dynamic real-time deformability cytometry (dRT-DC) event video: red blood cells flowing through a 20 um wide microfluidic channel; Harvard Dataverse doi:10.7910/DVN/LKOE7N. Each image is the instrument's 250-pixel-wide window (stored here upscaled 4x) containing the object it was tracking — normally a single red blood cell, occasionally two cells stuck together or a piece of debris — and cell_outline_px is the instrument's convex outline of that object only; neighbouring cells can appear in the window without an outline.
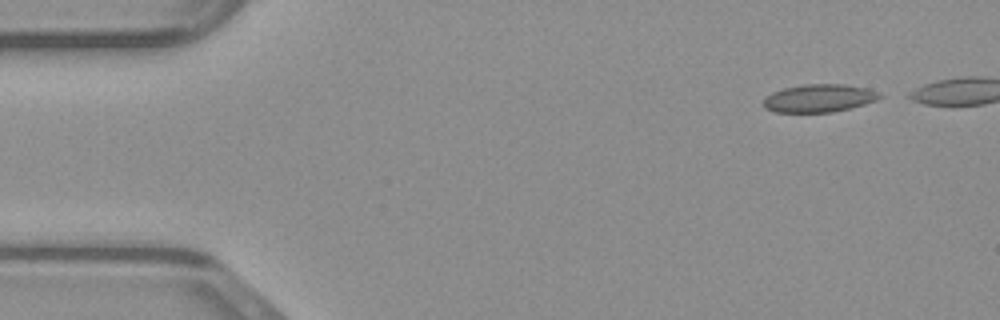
{"species": "common noctule bat (a hibernating species)", "species_latin": "Nyctalus noctula", "temperature_condition": "warm", "stored_images_in_passage": 36, "camera_frame_rate_fps": 3000, "um_per_image_px": 0.085, "animal": {"sex": "male", "body_mass_g": 23.1, "forearm_length_mm": 52.7}, "frame": {"image": 1, "passage_image": 1, "time_ms": 0.0, "image_size_px": [1000, 320], "cell_outline_px": [[884, 96], [876, 100], [864, 104], [832, 112], [776, 112], [764, 108], [760, 104], [764, 96], [772, 92], [784, 88], [804, 84], [844, 84], [864, 88], [880, 92]], "centroid_in_image_um": [69.56, 8.34], "position_along_channel_um": 15.4, "area_um2": 19.02}}
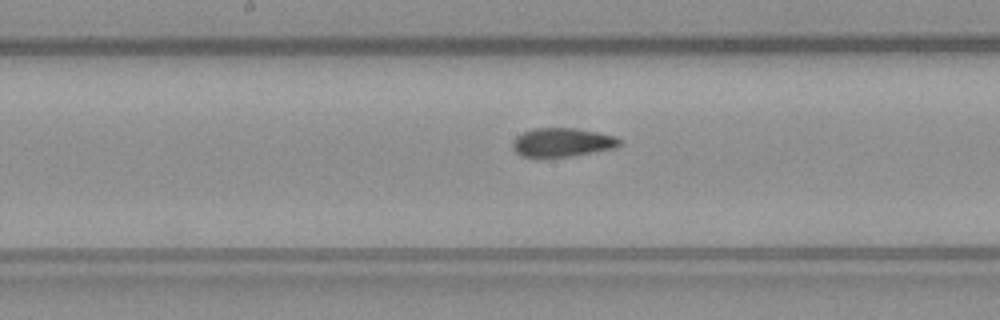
{"frame": {"image": 2, "passage_image": 21, "time_ms": 6.667, "image_size_px": [1000, 320], "cell_outline_px": [[620, 144], [616, 148], [572, 156], [520, 156], [512, 148], [512, 140], [516, 136], [532, 128], [572, 128], [600, 132], [616, 136], [620, 140]], "centroid_in_image_um": [47.79, 12.09], "position_along_channel_um": 200.4, "area_um2": 17.92}}
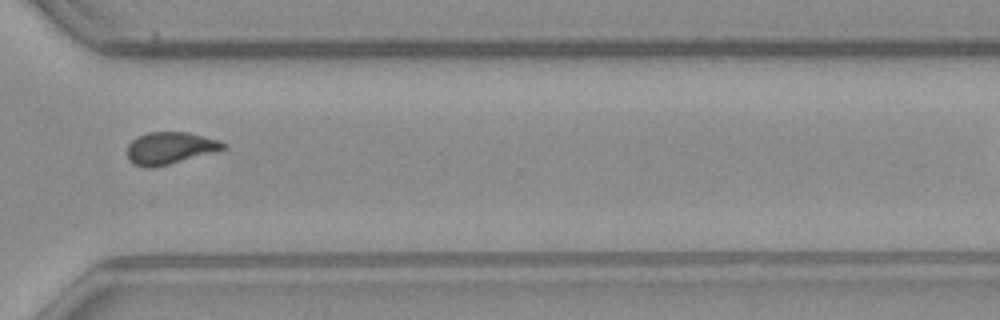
{"frame": {"image": 3, "passage_image": 32, "time_ms": 10.333, "image_size_px": [1000, 320], "cell_outline_px": [[228, 148], [168, 164], [152, 168], [144, 168], [132, 164], [128, 160], [128, 144], [132, 140], [148, 132], [188, 132], [220, 140], [228, 144]], "centroid_in_image_um": [14.46, 12.59], "position_along_channel_um": 356.1, "area_um2": 17.98}}